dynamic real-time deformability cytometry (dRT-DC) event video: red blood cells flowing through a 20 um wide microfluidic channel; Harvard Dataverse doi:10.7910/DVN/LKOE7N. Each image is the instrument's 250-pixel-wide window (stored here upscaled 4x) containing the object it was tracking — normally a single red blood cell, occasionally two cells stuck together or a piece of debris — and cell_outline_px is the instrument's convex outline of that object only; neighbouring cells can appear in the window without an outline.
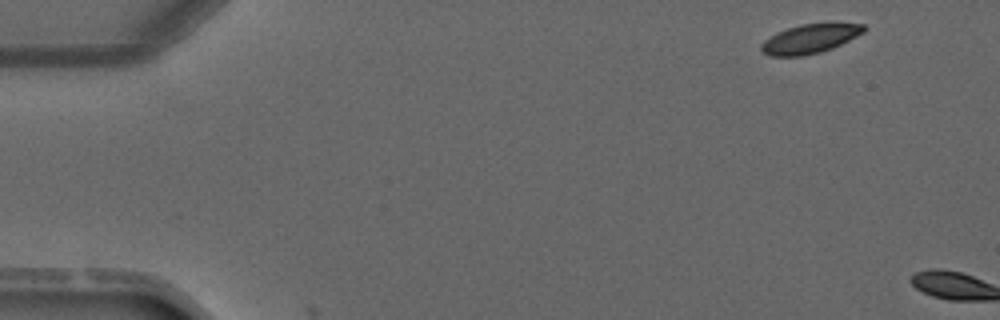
{"species": "common noctule bat (a hibernating species)", "species_latin": "Nyctalus noctula", "temperature_condition": "warm", "stored_images_in_passage": 2, "camera_frame_rate_fps": 3000, "um_per_image_px": 0.085, "animal": {"sex": "male", "forearm_length_mm": 52.5}, "frame": {"image": 1, "passage_image": 1, "time_ms": 0.0, "image_size_px": [1000, 320], "cell_outline_px": [[864, 32], [832, 48], [820, 52], [804, 56], [768, 56], [760, 48], [760, 44], [764, 40], [776, 32], [800, 24], [864, 24]], "centroid_in_image_um": [68.77, 3.31], "position_along_channel_um": 16.2, "area_um2": 17.11}}